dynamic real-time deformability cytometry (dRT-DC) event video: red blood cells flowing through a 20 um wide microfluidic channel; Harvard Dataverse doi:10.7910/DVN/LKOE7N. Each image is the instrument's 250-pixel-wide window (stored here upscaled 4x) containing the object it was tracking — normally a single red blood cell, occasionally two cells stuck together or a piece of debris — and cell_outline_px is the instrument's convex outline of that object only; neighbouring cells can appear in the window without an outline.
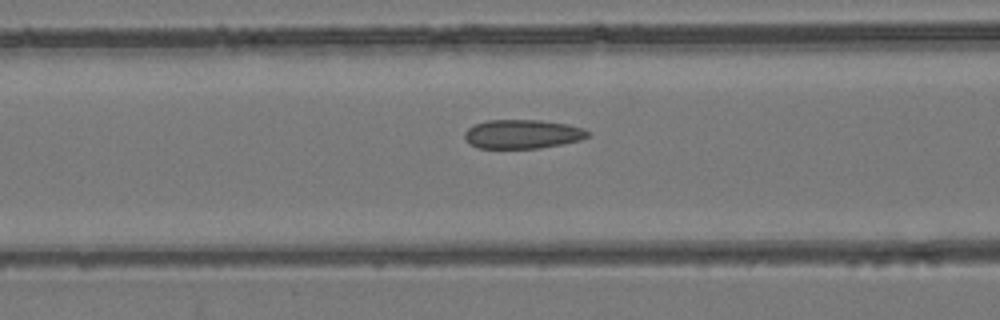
{"species": "common noctule bat (a hibernating species)", "species_latin": "Nyctalus noctula", "temperature_condition": "room temperature", "stored_images_in_passage": 49, "camera_frame_rate_fps": 3000, "um_per_image_px": 0.085, "animal": {"sex": "female", "body_mass_g": 24.6, "forearm_length_mm": 56.2}, "frame": {"image": 1, "passage_image": 22, "time_ms": 7.0, "image_size_px": [1000, 320], "cell_outline_px": [[588, 136], [580, 140], [540, 148], [476, 148], [468, 144], [464, 136], [464, 132], [468, 128], [476, 124], [488, 120], [540, 120], [568, 124], [584, 128], [588, 132]], "centroid_in_image_um": [44.38, 11.4], "position_along_channel_um": 122.2, "area_um2": 20.81}}
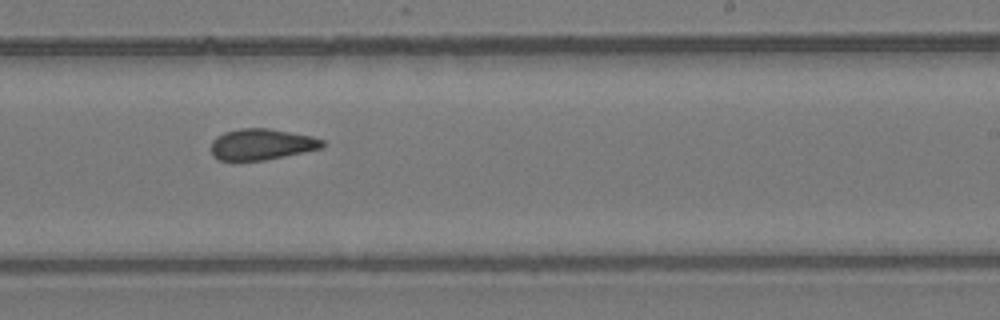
{"frame": {"image": 2, "passage_image": 33, "time_ms": 10.667, "image_size_px": [1000, 320], "cell_outline_px": [[324, 148], [264, 160], [220, 160], [212, 156], [212, 140], [216, 136], [224, 132], [240, 128], [268, 128], [312, 136], [324, 140]], "centroid_in_image_um": [22.24, 12.26], "position_along_channel_um": 266.8, "area_um2": 20.17}}
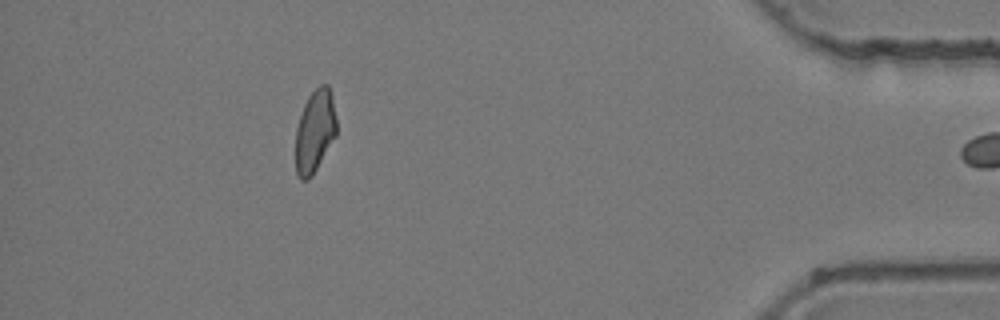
{"frame": {"image": 3, "passage_image": 48, "time_ms": 15.667, "image_size_px": [1000, 320], "cell_outline_px": [[336, 136], [312, 176], [308, 180], [300, 180], [296, 172], [296, 128], [304, 104], [308, 96], [320, 84], [328, 84], [332, 92], [336, 120]], "centroid_in_image_um": [26.77, 11.14], "position_along_channel_um": 408.4, "area_um2": 19.83}}